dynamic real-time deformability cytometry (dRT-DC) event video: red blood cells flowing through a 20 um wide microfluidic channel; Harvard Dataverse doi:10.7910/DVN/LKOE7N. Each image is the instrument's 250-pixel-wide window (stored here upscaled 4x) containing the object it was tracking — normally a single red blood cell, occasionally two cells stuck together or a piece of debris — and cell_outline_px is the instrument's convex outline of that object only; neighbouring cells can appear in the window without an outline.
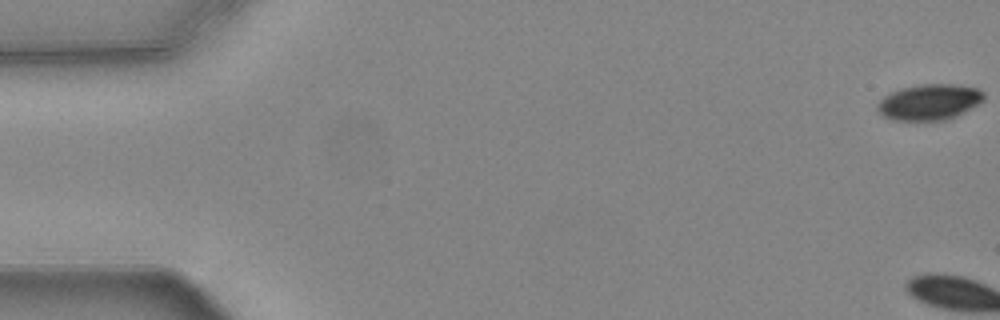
{"species": "common noctule bat (a hibernating species)", "species_latin": "Nyctalus noctula", "temperature_condition": "warm", "stored_images_in_passage": 3, "camera_frame_rate_fps": 3000, "um_per_image_px": 0.085, "animal": {"sex": "female", "body_mass_g": 24.6, "forearm_length_mm": 56.2}, "frame": {"image": 1, "passage_image": 1, "time_ms": 0.0, "image_size_px": [1000, 320], "cell_outline_px": [[984, 100], [964, 112], [956, 116], [944, 120], [892, 120], [884, 116], [876, 108], [876, 104], [884, 96], [892, 92], [904, 88], [924, 84], [952, 84], [980, 88], [984, 92]], "centroid_in_image_um": [79.01, 8.67], "position_along_channel_um": 6.0, "area_um2": 22.08}}